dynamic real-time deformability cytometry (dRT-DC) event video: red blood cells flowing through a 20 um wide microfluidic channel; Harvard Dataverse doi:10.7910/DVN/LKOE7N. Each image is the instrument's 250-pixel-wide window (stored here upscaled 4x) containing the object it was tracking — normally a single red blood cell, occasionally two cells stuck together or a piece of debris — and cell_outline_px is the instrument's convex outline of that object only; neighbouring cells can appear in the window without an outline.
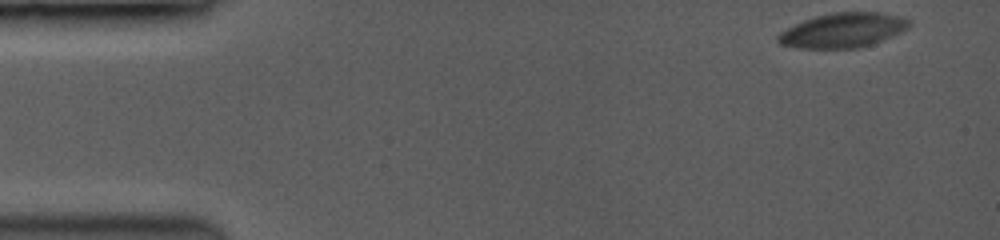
{"species": "common noctule bat (a hibernating species)", "species_latin": "Nyctalus noctula", "temperature_condition": "room temperature", "stored_images_in_passage": 23, "camera_frame_rate_fps": 3500, "um_per_image_px": 0.085, "animal": {"sex": "female", "body_mass_g": 19.0, "forearm_length_mm": 53.3}, "frame": {"image": 1, "passage_image": 1, "time_ms": 0.0, "image_size_px": [1000, 240], "cell_outline_px": [[908, 24], [904, 28], [880, 40], [856, 48], [804, 48], [780, 44], [776, 40], [776, 36], [780, 32], [796, 24], [820, 16], [840, 12], [872, 12], [892, 16], [908, 20]], "centroid_in_image_um": [71.52, 2.59], "position_along_channel_um": 13.5, "area_um2": 24.91}}
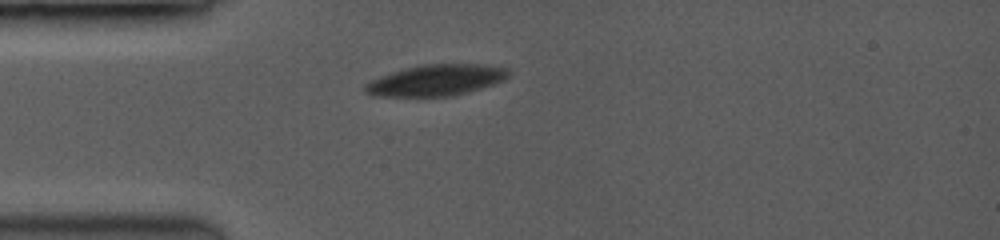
{"frame": {"image": 2, "passage_image": 19, "time_ms": 3.714, "image_size_px": [1000, 240], "cell_outline_px": [[508, 76], [504, 80], [492, 84], [464, 92], [444, 96], [380, 96], [368, 92], [364, 88], [372, 80], [392, 72], [408, 68], [428, 64], [476, 64], [504, 68], [508, 72]], "centroid_in_image_um": [37.07, 6.81], "position_along_channel_um": 47.9, "area_um2": 24.85}}